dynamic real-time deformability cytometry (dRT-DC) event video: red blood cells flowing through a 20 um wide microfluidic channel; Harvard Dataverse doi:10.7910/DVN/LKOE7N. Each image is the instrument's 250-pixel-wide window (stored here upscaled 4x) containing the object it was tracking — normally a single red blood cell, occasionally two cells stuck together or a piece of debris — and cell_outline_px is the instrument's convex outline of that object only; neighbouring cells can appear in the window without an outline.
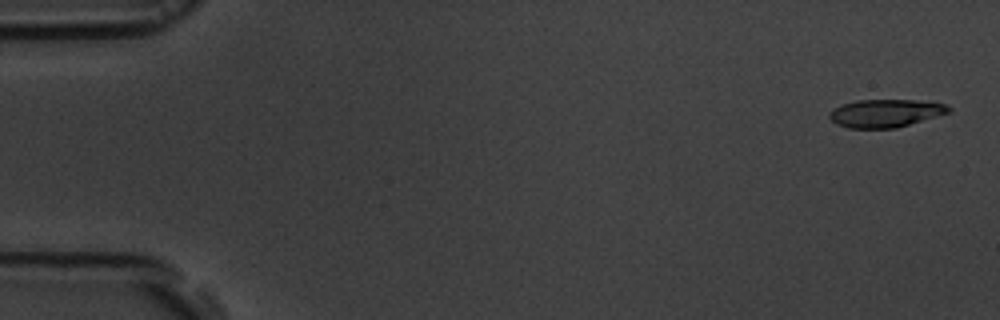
{"species": "common noctule bat (a hibernating species)", "species_latin": "Nyctalus noctula", "temperature_condition": "room temperature", "stored_images_in_passage": 55, "camera_frame_rate_fps": 3000, "um_per_image_px": 0.085, "animal": {"sex": "male", "body_mass_g": 19.5, "forearm_length_mm": 54.6}, "frame": {"image": 1, "passage_image": 2, "time_ms": 0.333, "image_size_px": [1000, 320], "cell_outline_px": [[952, 112], [896, 128], [848, 128], [836, 124], [828, 116], [828, 112], [840, 104], [856, 100], [916, 100], [944, 104], [952, 108]], "centroid_in_image_um": [75.25, 9.62], "position_along_channel_um": 9.8, "area_um2": 19.54}}
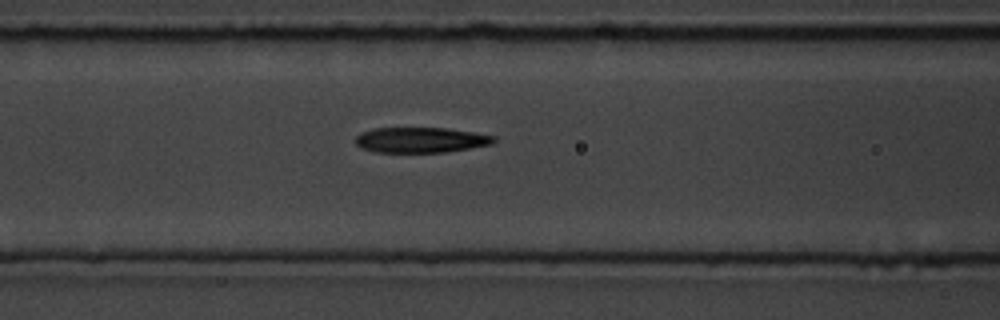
{"frame": {"image": 2, "passage_image": 23, "time_ms": 7.333, "image_size_px": [1000, 320], "cell_outline_px": [[496, 140], [492, 144], [444, 152], [376, 152], [360, 148], [356, 144], [356, 136], [372, 128], [448, 128], [496, 136]], "centroid_in_image_um": [35.76, 11.89], "position_along_channel_um": 130.8, "area_um2": 20.35}}
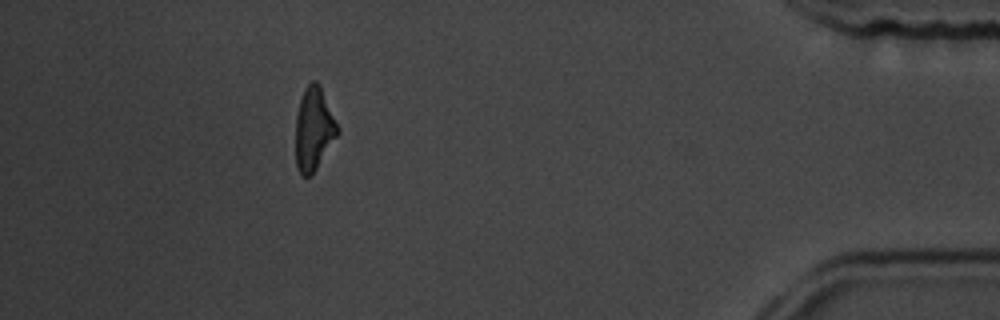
{"frame": {"image": 3, "passage_image": 50, "time_ms": 16.333, "image_size_px": [1000, 320], "cell_outline_px": [[340, 132], [316, 168], [308, 176], [304, 176], [300, 172], [296, 164], [296, 116], [300, 100], [304, 88], [312, 80], [316, 80], [320, 84], [340, 128]], "centroid_in_image_um": [26.69, 10.9], "position_along_channel_um": 408.5, "area_um2": 20.23}, "authors_computed_cell_mechanics": {"area_um2": 20.7502, "velocity_mm_per_s": 3.683, "shape_relaxation_time_tau1_ms": 3.5261, "shape_relaxation_time_tau2_ms": 3.3248, "deformation_change_tau1": 0.154, "deformation_change_tau2": 0.1399}}